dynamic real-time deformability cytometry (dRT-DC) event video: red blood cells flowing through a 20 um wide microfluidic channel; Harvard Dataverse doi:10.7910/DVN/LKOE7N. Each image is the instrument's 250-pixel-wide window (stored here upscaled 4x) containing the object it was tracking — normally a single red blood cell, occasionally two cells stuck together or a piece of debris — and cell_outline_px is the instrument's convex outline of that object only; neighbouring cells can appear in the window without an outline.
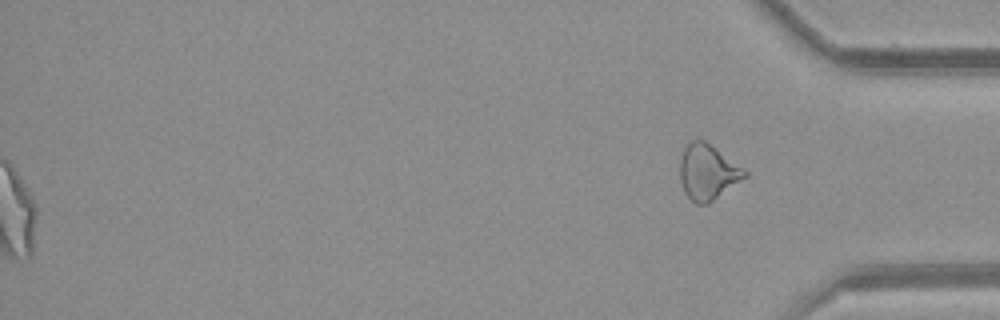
{"species": "common noctule bat (a hibernating species)", "species_latin": "Nyctalus noctula", "temperature_condition": "room temperature", "stored_images_in_passage": 53, "segment_of_instrument_passage": [2, 2], "camera_frame_rate_fps": 3000, "um_per_image_px": 0.085, "animal": {"sex": "female", "body_mass_g": 21.9}, "frame": {"image": 1, "passage_image": 53, "time_ms": 17.333, "image_size_px": [1000, 320], "cell_outline_px": [[748, 176], [708, 204], [696, 204], [684, 192], [680, 180], [680, 160], [684, 144], [692, 140], [704, 140], [744, 168], [748, 172]], "centroid_in_image_um": [60.15, 14.62], "position_along_channel_um": 375.1, "area_um2": 20.98}}